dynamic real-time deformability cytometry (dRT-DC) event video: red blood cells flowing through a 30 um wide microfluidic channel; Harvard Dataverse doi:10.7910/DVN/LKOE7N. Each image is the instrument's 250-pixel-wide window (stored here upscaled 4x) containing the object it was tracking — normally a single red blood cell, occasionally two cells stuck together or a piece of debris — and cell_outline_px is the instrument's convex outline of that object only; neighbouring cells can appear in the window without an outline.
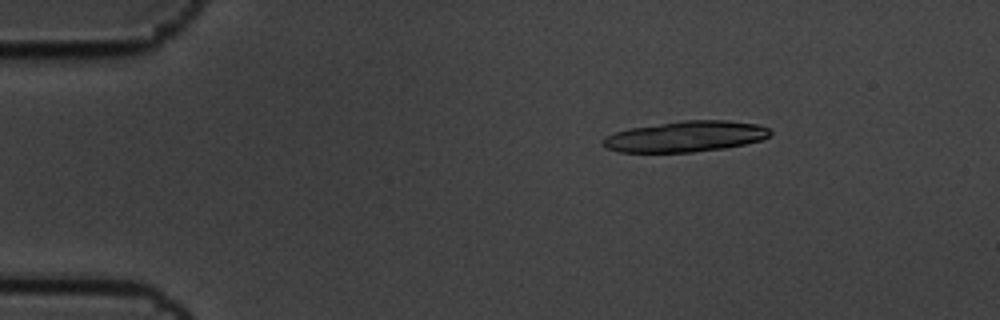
{"species": "common noctule bat (a hibernating species)", "species_latin": "Nyctalus noctula", "temperature_condition": "cold", "stored_images_in_passage": 5, "camera_frame_rate_fps": 3000, "um_per_image_px": 0.085, "animal": {"sex": "male", "body_mass_g": 19.5, "forearm_length_mm": 54.6}, "frame": {"image": 1, "passage_image": 3, "time_ms": 0.667, "image_size_px": [1000, 320], "cell_outline_px": [[772, 132], [764, 140], [724, 148], [692, 152], [620, 152], [604, 148], [600, 144], [600, 140], [604, 136], [628, 128], [684, 120], [728, 120], [756, 124], [768, 128]], "centroid_in_image_um": [58.22, 11.6], "position_along_channel_um": 26.8, "area_um2": 30.23}}